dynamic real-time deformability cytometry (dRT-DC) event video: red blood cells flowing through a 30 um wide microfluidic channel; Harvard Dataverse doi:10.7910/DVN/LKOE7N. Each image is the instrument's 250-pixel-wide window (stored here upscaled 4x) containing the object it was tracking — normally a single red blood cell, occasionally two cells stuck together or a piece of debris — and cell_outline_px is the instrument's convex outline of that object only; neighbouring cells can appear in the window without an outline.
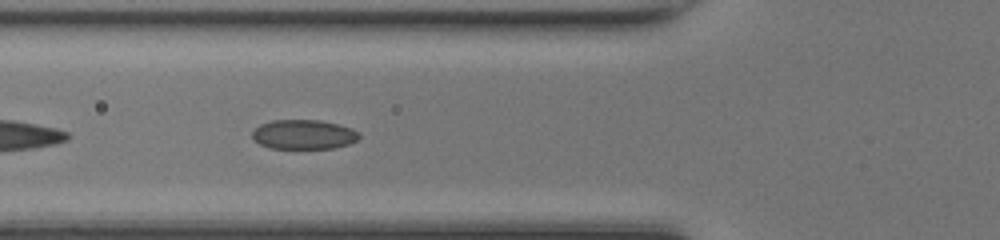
{"species": "common noctule bat (a hibernating species)", "species_latin": "Nyctalus noctula", "temperature_condition": "room temperature", "stored_images_in_passage": 16, "camera_frame_rate_fps": 3000, "um_per_image_px": 0.085, "animal": {"sex": "female", "body_mass_g": 17.0, "forearm_length_mm": 48.0}, "frame": {"image": 1, "passage_image": 7, "time_ms": 2.0, "image_size_px": [1000, 240], "cell_outline_px": [[360, 136], [356, 140], [348, 144], [332, 148], [268, 148], [252, 140], [252, 132], [260, 124], [272, 120], [320, 120], [352, 128], [360, 132]], "centroid_in_image_um": [25.79, 11.43], "position_along_channel_um": 100.0, "area_um2": 18.38}}
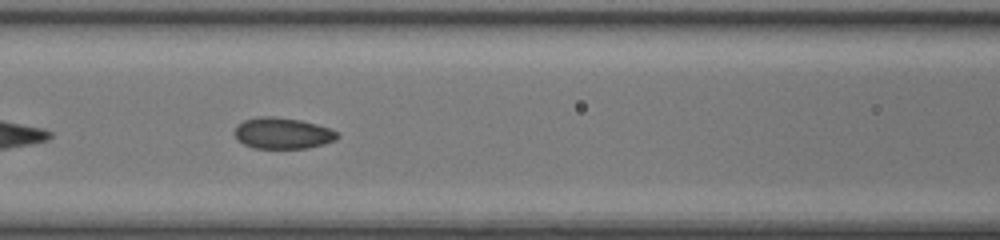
{"frame": {"image": 2, "passage_image": 10, "time_ms": 3.0, "image_size_px": [1000, 240], "cell_outline_px": [[340, 136], [336, 140], [324, 144], [308, 148], [252, 148], [236, 140], [236, 124], [244, 120], [260, 116], [272, 116], [300, 120], [316, 124], [340, 132]], "centroid_in_image_um": [24.04, 11.33], "position_along_channel_um": 142.6, "area_um2": 18.79}}